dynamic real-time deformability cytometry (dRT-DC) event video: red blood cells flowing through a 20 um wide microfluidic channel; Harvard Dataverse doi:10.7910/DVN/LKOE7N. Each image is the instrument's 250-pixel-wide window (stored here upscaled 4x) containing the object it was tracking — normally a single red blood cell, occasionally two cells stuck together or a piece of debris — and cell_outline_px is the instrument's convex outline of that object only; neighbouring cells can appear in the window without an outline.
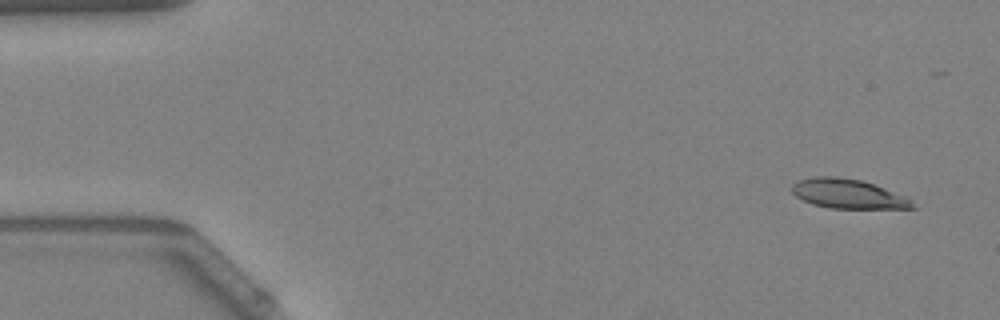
{"species": "Egyptian fruit bat (a non-hibernating species)", "species_latin": "Rousettus aegyptiacus", "temperature_condition": "warm", "stored_images_in_passage": 8, "camera_frame_rate_fps": 3000, "um_per_image_px": 0.085, "animal": {"sex": "female"}, "frame": {"image": 1, "passage_image": 1, "time_ms": 0.0, "image_size_px": [1000, 320], "cell_outline_px": [[920, 208], [828, 208], [812, 204], [796, 196], [792, 192], [792, 184], [800, 180], [816, 176], [836, 176], [860, 180], [908, 196]], "centroid_in_image_um": [72.13, 16.48], "position_along_channel_um": 12.9, "area_um2": 20.69}}